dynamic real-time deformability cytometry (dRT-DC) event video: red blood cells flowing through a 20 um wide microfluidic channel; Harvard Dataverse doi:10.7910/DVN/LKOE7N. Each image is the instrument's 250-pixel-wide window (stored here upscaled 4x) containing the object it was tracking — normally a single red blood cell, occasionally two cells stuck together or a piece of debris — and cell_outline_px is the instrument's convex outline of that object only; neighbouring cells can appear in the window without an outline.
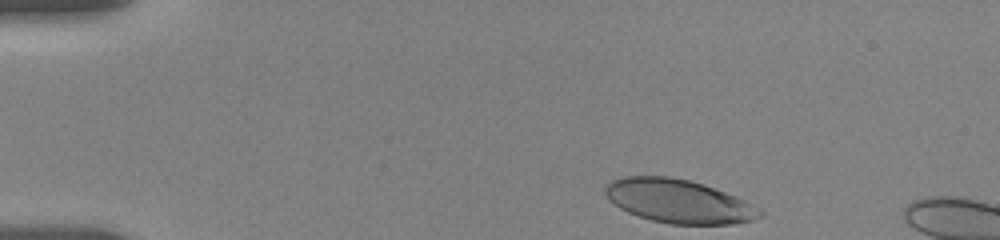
{"species": "human", "species_latin": "Homo sapiens", "temperature_condition": "room temperature", "stored_images_in_passage": 39, "camera_frame_rate_fps": 3000, "um_per_image_px": 0.085, "donor": {"sex": "female"}, "frame": {"image": 1, "passage_image": 1, "time_ms": 0.0, "image_size_px": [1000, 240], "cell_outline_px": [[764, 216], [752, 220], [732, 224], [668, 224], [652, 220], [628, 212], [620, 208], [608, 200], [604, 192], [604, 188], [612, 180], [624, 176], [668, 176], [688, 180], [704, 184], [736, 196], [760, 208], [764, 212]], "centroid_in_image_um": [57.69, 17.1], "position_along_channel_um": 27.3, "area_um2": 39.36}}
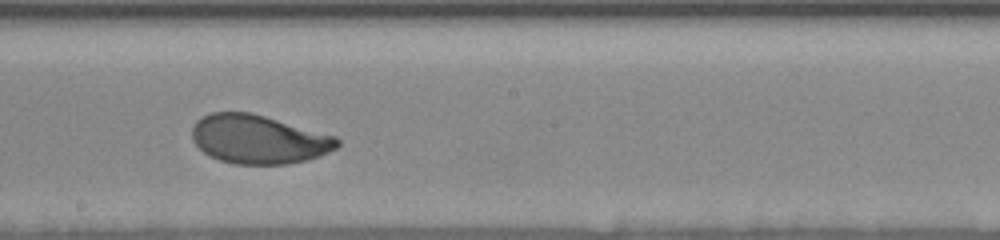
{"frame": {"image": 2, "passage_image": 24, "time_ms": 7.667, "image_size_px": [1000, 240], "cell_outline_px": [[340, 144], [336, 148], [320, 156], [308, 160], [288, 164], [232, 164], [220, 160], [204, 152], [192, 140], [192, 124], [200, 116], [212, 112], [252, 112], [336, 136], [340, 140]], "centroid_in_image_um": [21.97, 11.83], "position_along_channel_um": 226.2, "area_um2": 41.56}}
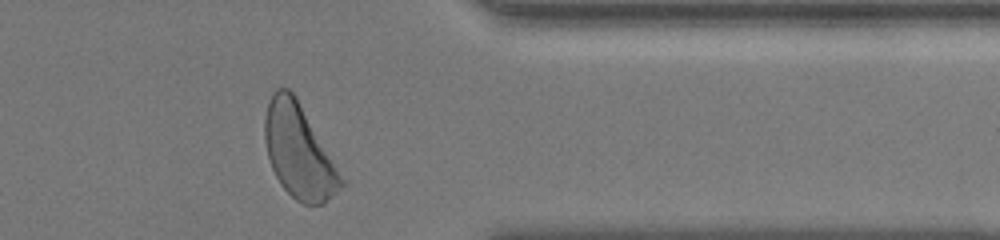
{"frame": {"image": 3, "passage_image": 38, "time_ms": 12.333, "image_size_px": [1000, 240], "cell_outline_px": [[348, 184], [324, 204], [304, 204], [296, 200], [280, 184], [272, 168], [268, 156], [264, 140], [264, 120], [268, 100], [272, 92], [276, 88], [288, 88], [292, 92], [348, 180]], "centroid_in_image_um": [25.46, 12.91], "position_along_channel_um": 385.9, "area_um2": 42.31}, "authors_computed_cell_mechanics": {"area_um2": 41.2114, "velocity_mm_per_s": 3.5965, "shape_relaxation_time_tau1_ms": 2.7198, "shape_relaxation_time_tau2_ms": null, "deformation_change_tau1": 0.1511, "deformation_change_tau2": null}}